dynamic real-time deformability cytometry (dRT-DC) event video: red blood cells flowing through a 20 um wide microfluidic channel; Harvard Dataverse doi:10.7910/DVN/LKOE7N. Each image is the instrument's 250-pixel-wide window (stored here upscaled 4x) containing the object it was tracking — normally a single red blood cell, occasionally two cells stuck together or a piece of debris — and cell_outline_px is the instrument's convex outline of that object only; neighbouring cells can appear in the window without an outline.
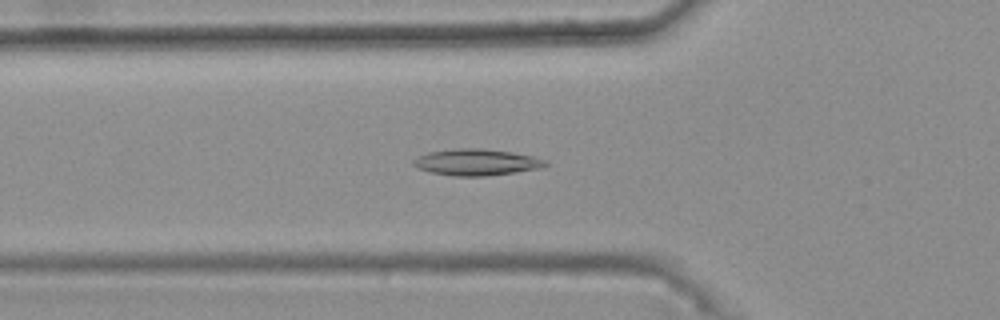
{"species": "common noctule bat (a hibernating species)", "species_latin": "Nyctalus noctula", "temperature_condition": "warm", "stored_images_in_passage": 46, "camera_frame_rate_fps": 3000, "um_per_image_px": 0.085, "animal": {"sex": "female", "body_mass_g": 25.1}, "frame": {"image": 1, "passage_image": 18, "time_ms": 5.667, "image_size_px": [1000, 320], "cell_outline_px": [[548, 164], [544, 168], [488, 176], [452, 176], [432, 172], [420, 168], [412, 164], [412, 160], [416, 156], [428, 152], [456, 148], [480, 148], [512, 152], [532, 156], [548, 160]], "centroid_in_image_um": [40.53, 13.78], "position_along_channel_um": 85.3, "area_um2": 20.52}}
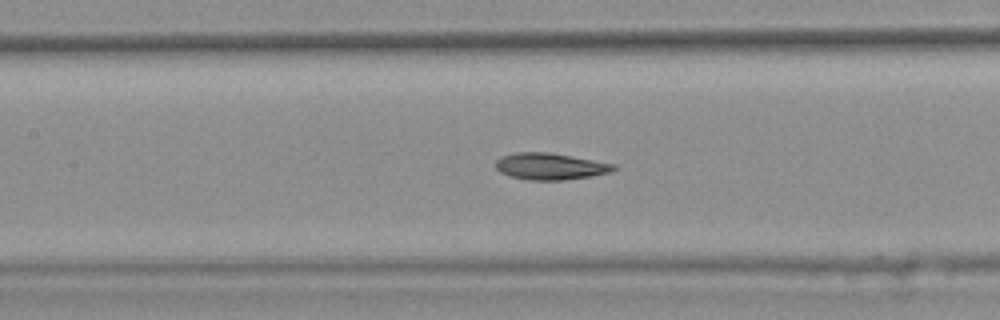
{"frame": {"image": 2, "passage_image": 24, "time_ms": 7.667, "image_size_px": [1000, 320], "cell_outline_px": [[616, 168], [612, 172], [592, 176], [564, 180], [528, 180], [508, 176], [500, 172], [496, 168], [496, 160], [500, 156], [516, 152], [548, 152], [572, 156], [616, 164]], "centroid_in_image_um": [46.76, 14.14], "position_along_channel_um": 160.6, "area_um2": 18.5}}
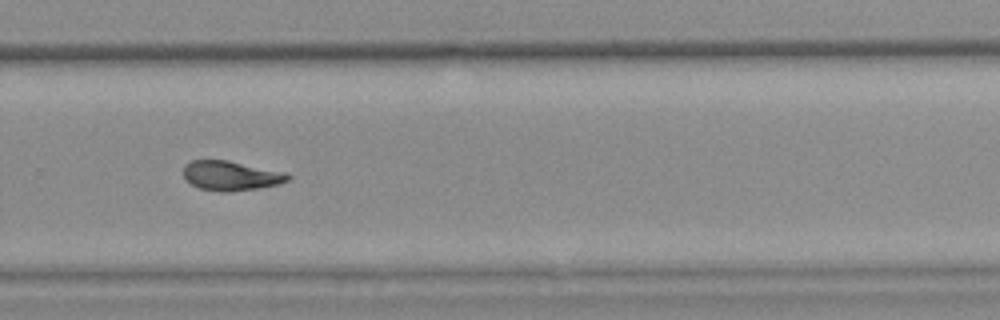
{"frame": {"image": 3, "passage_image": 36, "time_ms": 11.667, "image_size_px": [1000, 320], "cell_outline_px": [[292, 176], [288, 180], [280, 184], [256, 188], [228, 192], [220, 192], [200, 188], [192, 184], [184, 176], [184, 164], [192, 160], [228, 160], [288, 172]], "centroid_in_image_um": [19.67, 14.92], "position_along_channel_um": 310.1, "area_um2": 18.09}, "authors_computed_cell_mechanics": {"area_um2": 18.4382, "velocity_mm_per_s": 3.744, "shape_relaxation_time_tau1_ms": null, "shape_relaxation_time_tau2_ms": 4.3856, "deformation_change_tau1": null, "deformation_change_tau2": 0.1041}}